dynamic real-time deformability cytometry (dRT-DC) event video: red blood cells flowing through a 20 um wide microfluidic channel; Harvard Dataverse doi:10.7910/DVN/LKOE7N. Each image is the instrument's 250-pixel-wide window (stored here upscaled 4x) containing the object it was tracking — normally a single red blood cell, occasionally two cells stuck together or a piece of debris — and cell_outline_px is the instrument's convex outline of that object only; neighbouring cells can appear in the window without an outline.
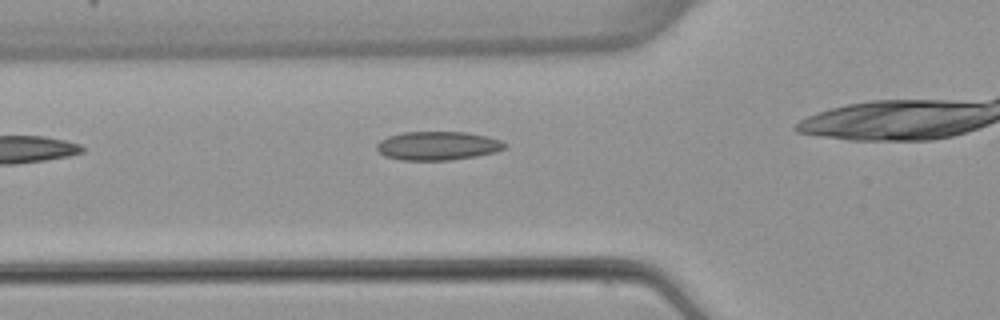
{"species": "common noctule bat (a hibernating species)", "species_latin": "Nyctalus noctula", "temperature_condition": "warm", "stored_images_in_passage": 4, "camera_frame_rate_fps": 3000, "um_per_image_px": 0.085, "animal": {"sex": "female", "body_mass_g": 22.7, "forearm_length_mm": 54.2}, "frame": {"image": 1, "passage_image": 3, "time_ms": 2.333, "image_size_px": [1000, 320], "cell_outline_px": [[508, 144], [504, 148], [496, 152], [476, 156], [448, 160], [400, 160], [384, 156], [376, 148], [376, 144], [380, 140], [388, 136], [404, 132], [468, 132], [488, 136], [500, 140]], "centroid_in_image_um": [37.21, 12.39], "position_along_channel_um": 88.6, "area_um2": 21.5}}